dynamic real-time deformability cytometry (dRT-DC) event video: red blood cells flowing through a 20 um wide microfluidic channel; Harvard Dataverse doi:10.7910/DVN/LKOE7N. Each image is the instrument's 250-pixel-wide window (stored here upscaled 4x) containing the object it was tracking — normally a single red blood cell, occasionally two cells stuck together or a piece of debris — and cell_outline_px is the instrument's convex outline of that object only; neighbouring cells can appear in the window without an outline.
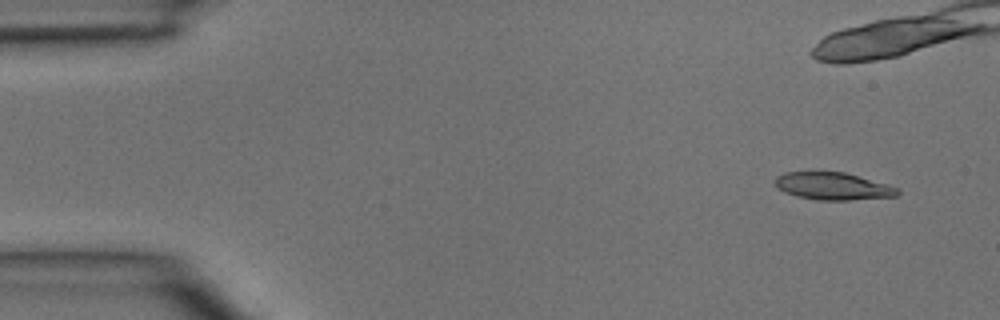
{"species": "common noctule bat (a hibernating species)", "species_latin": "Nyctalus noctula", "temperature_condition": "room temperature", "stored_images_in_passage": 7, "camera_frame_rate_fps": 3000, "um_per_image_px": 0.085, "animal": {"sex": "male", "body_mass_g": 15.6}, "frame": {"image": 1, "passage_image": 1, "time_ms": 0.0, "image_size_px": [1000, 320], "cell_outline_px": [[900, 192], [896, 196], [848, 200], [816, 200], [796, 196], [784, 192], [776, 188], [772, 180], [776, 176], [784, 172], [844, 172], [888, 184], [896, 188]], "centroid_in_image_um": [70.72, 15.82], "position_along_channel_um": 14.3, "area_um2": 19.65}}